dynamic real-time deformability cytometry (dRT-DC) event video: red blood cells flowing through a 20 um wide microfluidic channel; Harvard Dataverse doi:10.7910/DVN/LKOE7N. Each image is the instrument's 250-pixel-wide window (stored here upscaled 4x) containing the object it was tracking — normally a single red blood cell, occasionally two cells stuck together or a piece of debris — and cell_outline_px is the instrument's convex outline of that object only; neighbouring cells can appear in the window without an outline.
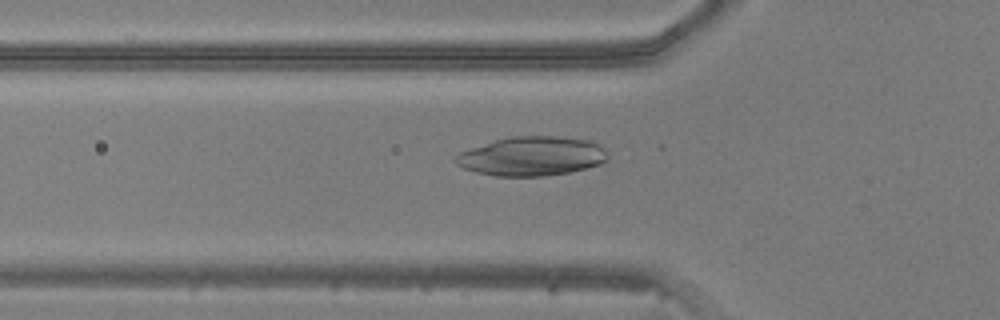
{"species": "common noctule bat (a hibernating species)", "species_latin": "Nyctalus noctula", "temperature_condition": "warm", "stored_images_in_passage": 34, "camera_frame_rate_fps": 3000, "um_per_image_px": 0.085, "animal": {"sex": "male", "body_mass_g": 20.5, "forearm_length_mm": 52.5}, "frame": {"image": 1, "passage_image": 17, "time_ms": 5.333, "image_size_px": [1000, 320], "cell_outline_px": [[608, 160], [600, 164], [572, 172], [544, 176], [496, 176], [476, 172], [464, 168], [456, 164], [452, 160], [460, 152], [496, 140], [512, 136], [552, 136], [592, 140], [604, 148], [608, 156]], "centroid_in_image_um": [45.23, 13.28], "position_along_channel_um": 80.6, "area_um2": 34.74}}
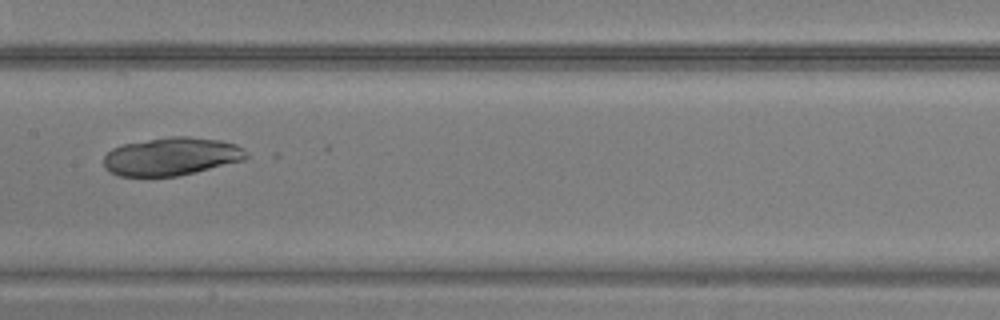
{"frame": {"image": 2, "passage_image": 25, "time_ms": 8.0, "image_size_px": [1000, 320], "cell_outline_px": [[248, 156], [244, 160], [196, 172], [176, 176], [120, 176], [104, 168], [104, 156], [112, 148], [124, 144], [168, 136], [188, 136], [220, 140], [236, 144], [244, 148], [248, 152]], "centroid_in_image_um": [14.6, 13.29], "position_along_channel_um": 192.8, "area_um2": 31.67}}
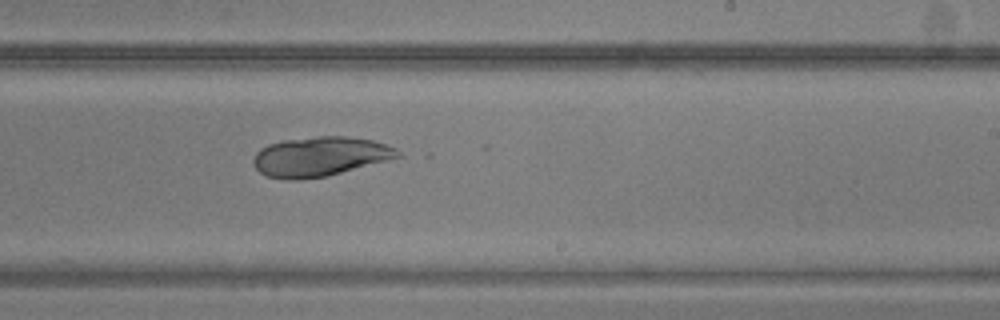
{"frame": {"image": 3, "passage_image": 30, "time_ms": 9.667, "image_size_px": [1000, 320], "cell_outline_px": [[400, 156], [328, 176], [296, 180], [288, 180], [264, 176], [252, 164], [252, 160], [256, 152], [260, 148], [268, 144], [284, 140], [316, 136], [348, 136], [372, 140], [396, 148], [400, 152]], "centroid_in_image_um": [27.13, 13.31], "position_along_channel_um": 261.9, "area_um2": 33.23}}